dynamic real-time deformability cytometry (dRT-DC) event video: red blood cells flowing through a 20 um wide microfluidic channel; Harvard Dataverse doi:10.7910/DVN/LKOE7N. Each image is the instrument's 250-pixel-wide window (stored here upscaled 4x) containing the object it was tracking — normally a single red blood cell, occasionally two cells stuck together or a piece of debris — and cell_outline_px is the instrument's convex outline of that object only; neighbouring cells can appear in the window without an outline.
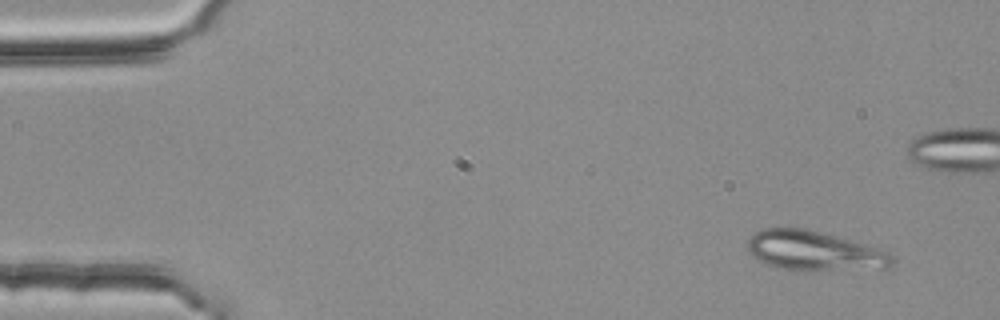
{"species": "common noctule bat (a hibernating species)", "species_latin": "Nyctalus noctula", "temperature_condition": "room temperature", "stored_images_in_passage": 4, "camera_frame_rate_fps": 3000, "um_per_image_px": 0.085, "animal": {"sex": "female", "body_mass_g": 25.1}, "frame": {"image": 1, "passage_image": 1, "time_ms": 0.0, "image_size_px": [1000, 320], "cell_outline_px": [[892, 264], [888, 268], [780, 268], [764, 264], [756, 260], [748, 252], [748, 236], [760, 228], [804, 228], [836, 236], [864, 244], [888, 252], [892, 256]], "centroid_in_image_um": [69.09, 21.27], "position_along_channel_um": 15.9, "area_um2": 32.37}}